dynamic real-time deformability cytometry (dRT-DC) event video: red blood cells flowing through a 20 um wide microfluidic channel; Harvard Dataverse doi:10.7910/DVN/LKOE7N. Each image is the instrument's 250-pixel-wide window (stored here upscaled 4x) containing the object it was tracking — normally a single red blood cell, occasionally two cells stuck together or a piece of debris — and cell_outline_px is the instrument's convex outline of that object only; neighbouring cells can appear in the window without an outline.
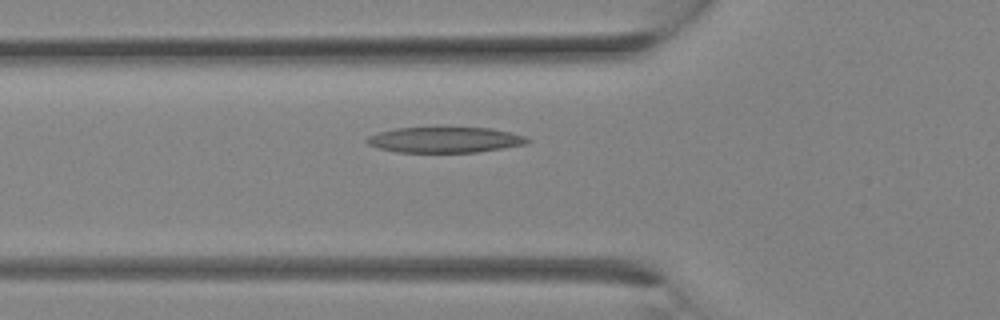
{"species": "Egyptian fruit bat (a non-hibernating species)", "species_latin": "Rousettus aegyptiacus", "temperature_condition": "room temperature", "stored_images_in_passage": 6, "camera_frame_rate_fps": 3000, "um_per_image_px": 0.085, "animal": {"sex": "female"}, "frame": {"image": 1, "passage_image": 2, "time_ms": 0.333, "image_size_px": [1000, 320], "cell_outline_px": [[532, 140], [524, 144], [476, 152], [396, 152], [380, 148], [368, 144], [364, 140], [368, 136], [380, 132], [396, 128], [492, 128], [524, 136]], "centroid_in_image_um": [37.78, 11.88], "position_along_channel_um": 88.0, "area_um2": 23.58}}
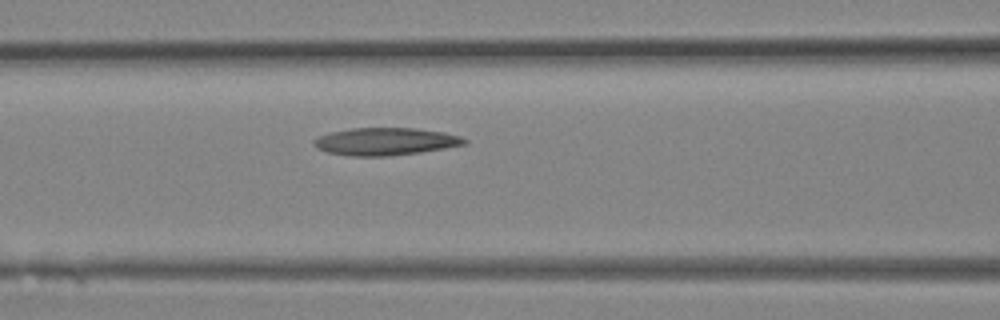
{"frame": {"image": 2, "passage_image": 4, "time_ms": 1.0, "image_size_px": [1000, 320], "cell_outline_px": [[468, 144], [420, 152], [388, 156], [348, 156], [328, 152], [316, 148], [312, 144], [312, 140], [320, 136], [332, 132], [352, 128], [416, 128], [444, 132], [460, 136], [468, 140]], "centroid_in_image_um": [32.77, 12.03], "position_along_channel_um": 133.8, "area_um2": 24.16}}
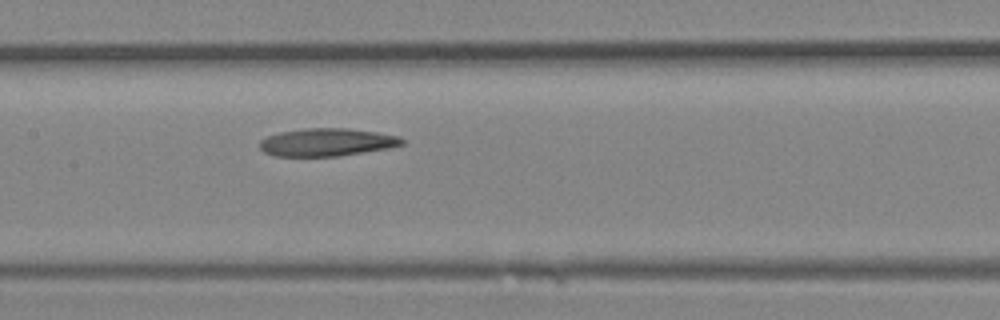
{"frame": {"image": 3, "passage_image": 6, "time_ms": 1.667, "image_size_px": [1000, 320], "cell_outline_px": [[404, 144], [388, 148], [340, 156], [272, 156], [264, 152], [260, 148], [260, 140], [268, 136], [280, 132], [308, 128], [348, 128], [376, 132], [400, 136], [404, 140]], "centroid_in_image_um": [27.79, 12.09], "position_along_channel_um": 179.6, "area_um2": 23.06}}